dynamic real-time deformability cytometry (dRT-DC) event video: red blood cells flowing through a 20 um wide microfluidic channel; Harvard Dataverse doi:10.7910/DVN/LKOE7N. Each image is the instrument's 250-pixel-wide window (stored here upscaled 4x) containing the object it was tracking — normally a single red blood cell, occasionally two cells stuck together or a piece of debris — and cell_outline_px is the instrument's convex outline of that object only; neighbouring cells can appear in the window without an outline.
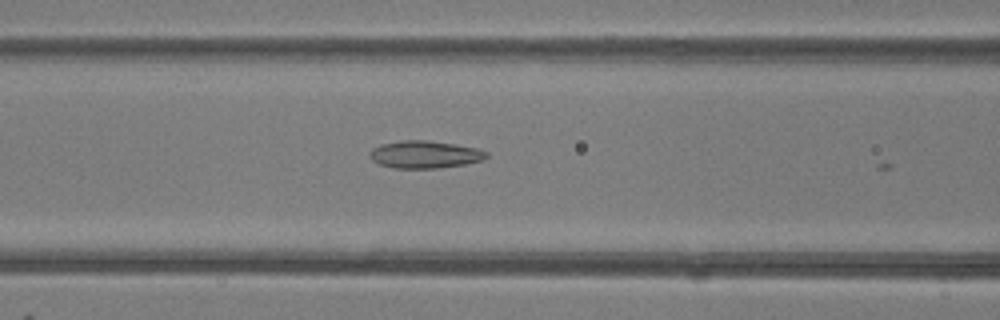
{"species": "common noctule bat (a hibernating species)", "species_latin": "Nyctalus noctula", "temperature_condition": "room temperature", "stored_images_in_passage": 10, "camera_frame_rate_fps": 3000, "um_per_image_px": 0.085, "animal": {"sex": "female"}, "frame": {"image": 1, "passage_image": 7, "time_ms": 2.0, "image_size_px": [1000, 320], "cell_outline_px": [[488, 156], [484, 160], [464, 164], [440, 168], [392, 168], [380, 164], [372, 160], [368, 156], [368, 152], [372, 148], [380, 144], [400, 140], [428, 140], [456, 144], [476, 148], [488, 152]], "centroid_in_image_um": [36.08, 13.12], "position_along_channel_um": 130.5, "area_um2": 18.9}}